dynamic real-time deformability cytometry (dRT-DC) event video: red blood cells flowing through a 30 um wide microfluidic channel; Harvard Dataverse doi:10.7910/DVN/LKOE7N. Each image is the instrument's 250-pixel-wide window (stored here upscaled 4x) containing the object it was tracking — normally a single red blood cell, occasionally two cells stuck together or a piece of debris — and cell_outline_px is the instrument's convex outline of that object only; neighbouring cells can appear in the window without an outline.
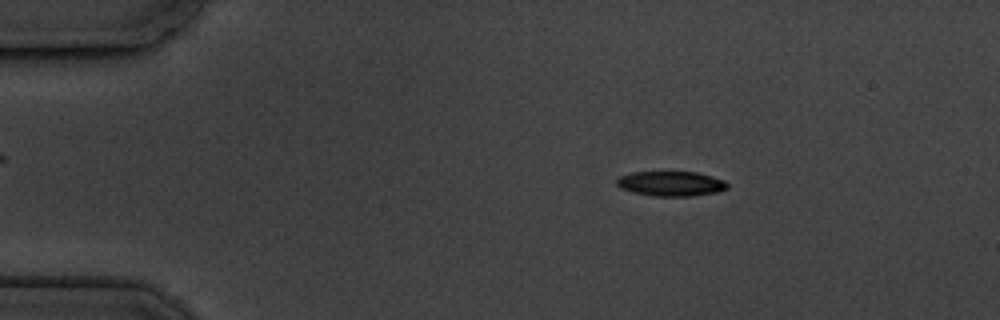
{"species": "common noctule bat (a hibernating species)", "species_latin": "Nyctalus noctula", "temperature_condition": "cold", "stored_images_in_passage": 5, "camera_frame_rate_fps": 3000, "um_per_image_px": 0.085, "animal": {"sex": "male", "body_mass_g": 19.5, "forearm_length_mm": 54.6}, "frame": {"image": 1, "passage_image": 2, "time_ms": 1.0, "image_size_px": [1000, 320], "cell_outline_px": [[728, 188], [716, 192], [692, 196], [652, 196], [632, 192], [620, 188], [616, 184], [616, 180], [620, 176], [632, 172], [696, 172], [712, 176], [724, 180], [728, 184]], "centroid_in_image_um": [57.02, 15.61], "position_along_channel_um": 28.0, "area_um2": 16.07}}
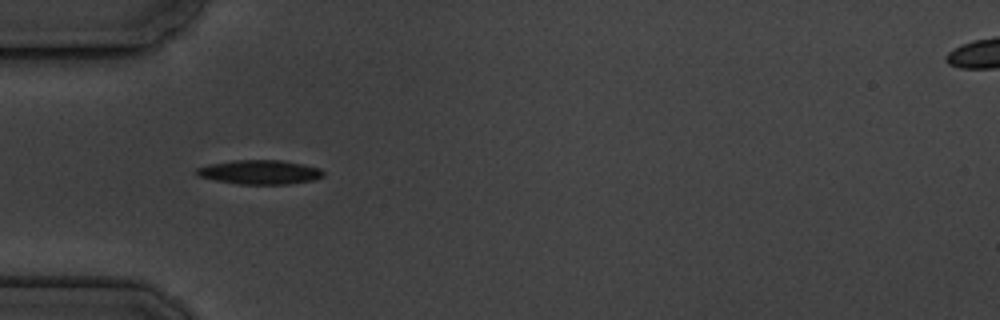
{"frame": {"image": 2, "passage_image": 4, "time_ms": 3.667, "image_size_px": [1000, 320], "cell_outline_px": [[324, 176], [316, 180], [288, 184], [240, 184], [216, 180], [200, 176], [196, 172], [196, 168], [208, 164], [232, 160], [280, 160], [304, 164], [320, 168], [324, 172]], "centroid_in_image_um": [22.13, 14.62], "position_along_channel_um": 62.9, "area_um2": 17.92}}